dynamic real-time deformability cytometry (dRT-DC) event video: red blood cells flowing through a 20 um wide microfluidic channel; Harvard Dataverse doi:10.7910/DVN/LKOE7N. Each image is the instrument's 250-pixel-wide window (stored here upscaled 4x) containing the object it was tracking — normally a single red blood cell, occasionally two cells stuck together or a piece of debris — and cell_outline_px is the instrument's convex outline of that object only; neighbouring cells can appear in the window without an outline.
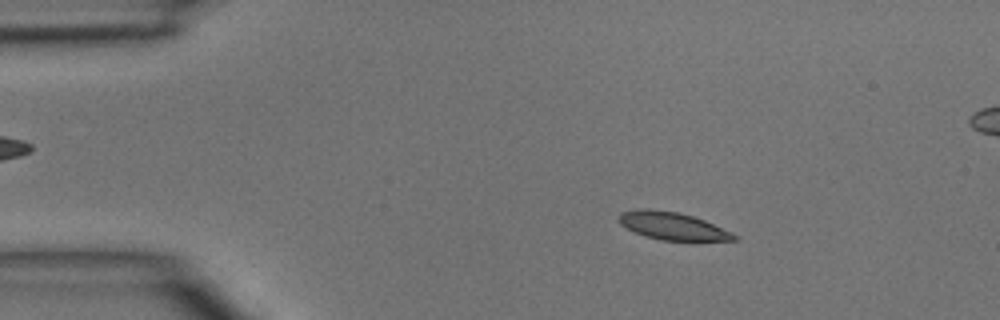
{"species": "common noctule bat (a hibernating species)", "species_latin": "Nyctalus noctula", "temperature_condition": "room temperature", "stored_images_in_passage": 45, "camera_frame_rate_fps": 3000, "um_per_image_px": 0.085, "animal": {"sex": "male", "body_mass_g": 15.6}, "frame": {"image": 1, "passage_image": 7, "time_ms": 2.0, "image_size_px": [1000, 320], "cell_outline_px": [[740, 240], [660, 240], [644, 236], [620, 224], [616, 216], [620, 212], [636, 208], [648, 208], [680, 212], [704, 220], [732, 232], [740, 236]], "centroid_in_image_um": [57.14, 19.19], "position_along_channel_um": 27.9, "area_um2": 18.73}}
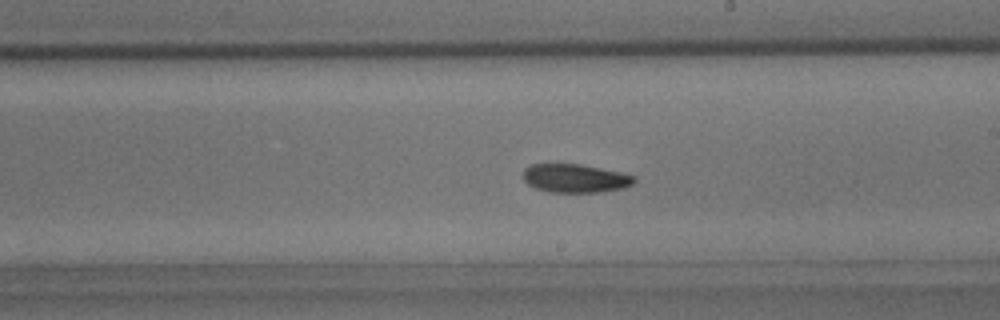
{"frame": {"image": 2, "passage_image": 26, "time_ms": 8.333, "image_size_px": [1000, 320], "cell_outline_px": [[636, 180], [632, 184], [624, 188], [600, 192], [548, 192], [536, 188], [528, 184], [524, 180], [524, 168], [532, 164], [580, 164], [620, 172], [636, 176]], "centroid_in_image_um": [48.9, 15.16], "position_along_channel_um": 240.1, "area_um2": 18.44}}
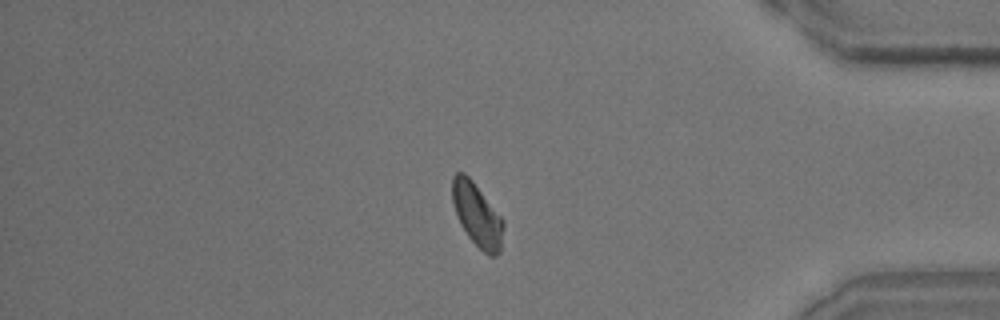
{"frame": {"image": 3, "passage_image": 39, "time_ms": 12.667, "image_size_px": [1000, 320], "cell_outline_px": [[504, 224], [500, 252], [496, 256], [488, 256], [468, 236], [460, 224], [456, 216], [452, 204], [452, 176], [456, 172], [464, 172], [472, 180], [504, 220]], "centroid_in_image_um": [40.54, 18.25], "position_along_channel_um": 394.7, "area_um2": 18.9}}